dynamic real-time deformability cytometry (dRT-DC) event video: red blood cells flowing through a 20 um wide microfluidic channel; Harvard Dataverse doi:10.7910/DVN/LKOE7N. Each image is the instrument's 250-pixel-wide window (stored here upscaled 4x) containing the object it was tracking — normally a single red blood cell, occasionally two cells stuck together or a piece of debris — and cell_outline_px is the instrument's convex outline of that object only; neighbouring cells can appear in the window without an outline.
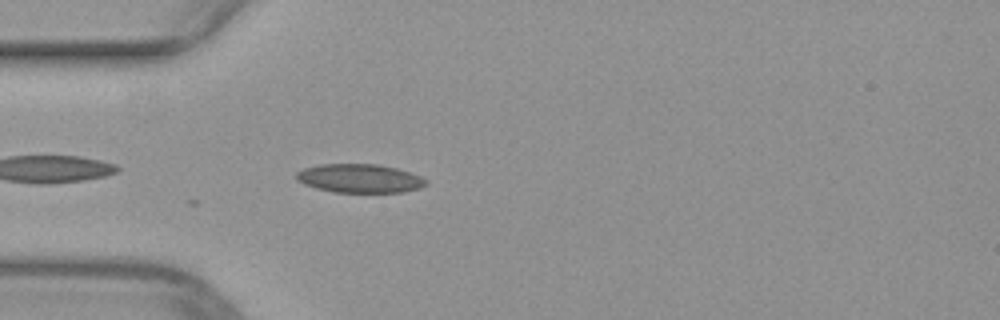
{"species": "common noctule bat (a hibernating species)", "species_latin": "Nyctalus noctula", "temperature_condition": "warm", "stored_images_in_passage": 8, "camera_frame_rate_fps": 3000, "um_per_image_px": 0.085, "animal": {"sex": "female", "body_mass_g": 29.2, "forearm_length_mm": 56.3}, "frame": {"image": 1, "passage_image": 8, "time_ms": 2.333, "image_size_px": [1000, 320], "cell_outline_px": [[428, 184], [420, 188], [400, 192], [332, 192], [316, 188], [304, 184], [296, 180], [296, 172], [304, 168], [320, 164], [376, 164], [396, 168], [420, 176], [428, 180]], "centroid_in_image_um": [30.56, 15.16], "position_along_channel_um": 54.4, "area_um2": 21.68}}